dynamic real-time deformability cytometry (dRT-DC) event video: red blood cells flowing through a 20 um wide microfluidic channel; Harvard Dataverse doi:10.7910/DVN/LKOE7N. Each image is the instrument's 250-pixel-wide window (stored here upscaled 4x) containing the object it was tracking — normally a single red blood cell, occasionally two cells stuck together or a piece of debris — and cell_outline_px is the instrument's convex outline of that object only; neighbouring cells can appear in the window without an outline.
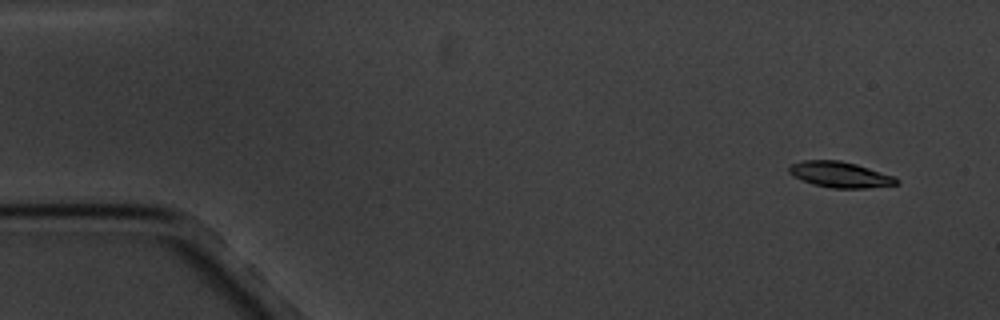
{"species": "common noctule bat (a hibernating species)", "species_latin": "Nyctalus noctula", "temperature_condition": "cold", "stored_images_in_passage": 5, "camera_frame_rate_fps": 3000, "um_per_image_px": 0.085, "animal": {"sex": "male", "body_mass_g": 20.1, "forearm_length_mm": 53.5}, "frame": {"image": 1, "passage_image": 1, "time_ms": 0.0, "image_size_px": [1000, 320], "cell_outline_px": [[900, 184], [864, 188], [832, 188], [812, 184], [788, 172], [788, 168], [792, 164], [804, 160], [840, 160], [856, 164], [896, 176], [900, 180]], "centroid_in_image_um": [71.47, 14.84], "position_along_channel_um": 13.5, "area_um2": 16.13}}
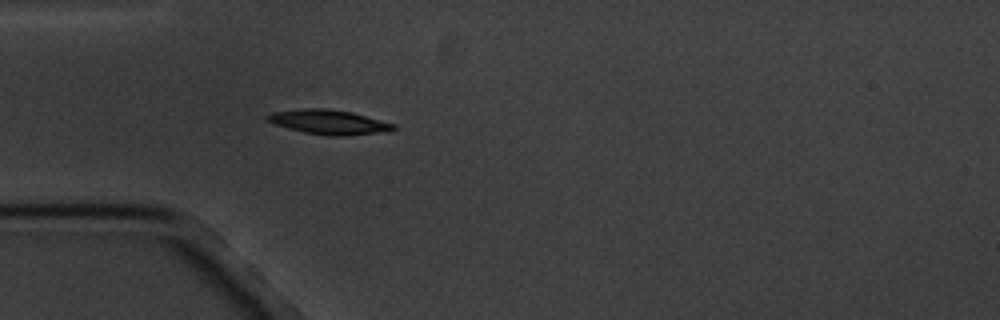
{"frame": {"image": 2, "passage_image": 5, "time_ms": 4.333, "image_size_px": [1000, 320], "cell_outline_px": [[396, 128], [392, 132], [344, 136], [328, 136], [304, 132], [288, 128], [264, 120], [264, 116], [272, 112], [304, 108], [324, 108], [352, 112], [396, 124]], "centroid_in_image_um": [27.99, 10.38], "position_along_channel_um": 57.0, "area_um2": 18.32}}